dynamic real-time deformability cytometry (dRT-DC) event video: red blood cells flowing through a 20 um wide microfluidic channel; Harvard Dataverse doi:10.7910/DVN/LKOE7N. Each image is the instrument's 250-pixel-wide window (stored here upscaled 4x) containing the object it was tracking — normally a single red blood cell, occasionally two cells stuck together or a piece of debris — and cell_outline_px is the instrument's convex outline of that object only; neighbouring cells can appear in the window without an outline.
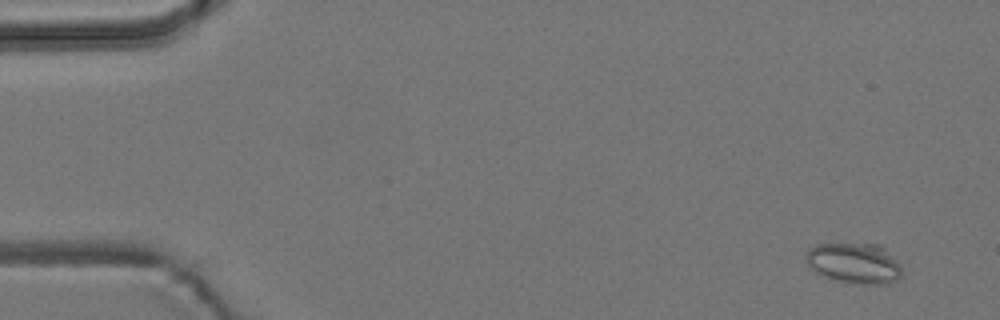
{"species": "common noctule bat (a hibernating species)", "species_latin": "Nyctalus noctula", "temperature_condition": "room temperature", "stored_images_in_passage": 6, "camera_frame_rate_fps": 3000, "um_per_image_px": 0.085, "animal": {"sex": "male", "body_mass_g": 19.2, "forearm_length_mm": 51.8}, "frame": {"image": 1, "passage_image": 2, "time_ms": 0.333, "image_size_px": [1000, 320], "cell_outline_px": [[900, 276], [896, 280], [888, 284], [860, 284], [836, 280], [824, 276], [808, 268], [804, 256], [808, 248], [816, 244], [880, 244], [884, 248], [900, 268]], "centroid_in_image_um": [72.53, 22.37], "position_along_channel_um": 12.5, "area_um2": 22.54}}